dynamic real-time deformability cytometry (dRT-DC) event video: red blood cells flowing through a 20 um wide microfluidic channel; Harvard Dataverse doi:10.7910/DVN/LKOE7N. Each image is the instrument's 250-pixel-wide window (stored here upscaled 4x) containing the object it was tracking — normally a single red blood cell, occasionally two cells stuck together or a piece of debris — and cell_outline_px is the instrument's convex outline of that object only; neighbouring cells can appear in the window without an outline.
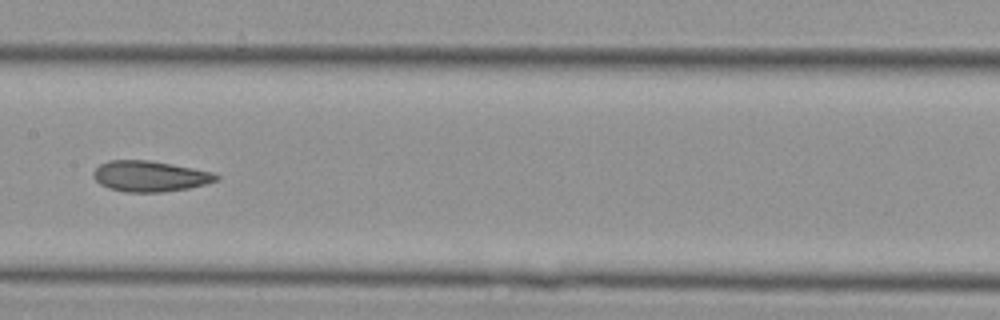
{"species": "Egyptian fruit bat (a non-hibernating species)", "species_latin": "Rousettus aegyptiacus", "temperature_condition": "cold", "stored_images_in_passage": 32, "camera_frame_rate_fps": 3000, "um_per_image_px": 0.085, "animal": {"sex": "female"}, "frame": {"image": 1, "passage_image": 14, "time_ms": 4.333, "image_size_px": [1000, 320], "cell_outline_px": [[220, 180], [188, 188], [160, 192], [124, 192], [108, 188], [100, 184], [92, 176], [92, 172], [100, 164], [108, 160], [148, 160], [172, 164], [216, 172], [220, 176]], "centroid_in_image_um": [12.75, 14.97], "position_along_channel_um": 194.6, "area_um2": 22.2}}
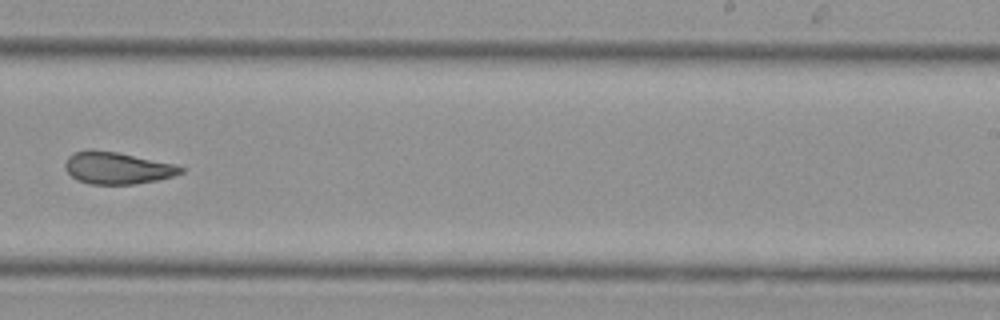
{"frame": {"image": 2, "passage_image": 19, "time_ms": 6.0, "image_size_px": [1000, 320], "cell_outline_px": [[184, 172], [172, 176], [156, 180], [136, 184], [92, 184], [80, 180], [72, 176], [64, 168], [64, 164], [68, 156], [76, 152], [88, 148], [92, 148], [116, 152], [176, 164], [184, 168]], "centroid_in_image_um": [9.96, 14.26], "position_along_channel_um": 279.0, "area_um2": 21.56}}